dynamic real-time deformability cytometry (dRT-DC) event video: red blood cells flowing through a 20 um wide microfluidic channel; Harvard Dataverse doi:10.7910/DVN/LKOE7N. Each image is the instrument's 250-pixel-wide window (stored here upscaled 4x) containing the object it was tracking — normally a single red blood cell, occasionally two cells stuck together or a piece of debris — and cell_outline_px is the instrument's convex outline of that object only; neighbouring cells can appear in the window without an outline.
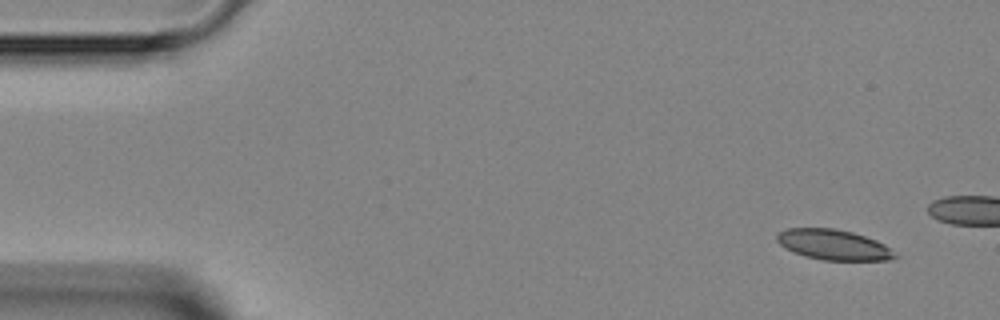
{"species": "Egyptian fruit bat (a non-hibernating species)", "species_latin": "Rousettus aegyptiacus", "temperature_condition": "room temperature", "stored_images_in_passage": 4, "camera_frame_rate_fps": 3000, "um_per_image_px": 0.085, "animal": {"sex": "female"}, "frame": {"image": 1, "passage_image": 1, "time_ms": 0.0, "image_size_px": [1000, 320], "cell_outline_px": [[900, 256], [892, 260], [824, 260], [804, 256], [792, 252], [784, 248], [776, 240], [776, 236], [780, 232], [788, 228], [836, 228], [852, 232], [876, 240], [884, 244]], "centroid_in_image_um": [70.86, 20.81], "position_along_channel_um": 14.1, "area_um2": 20.98}}
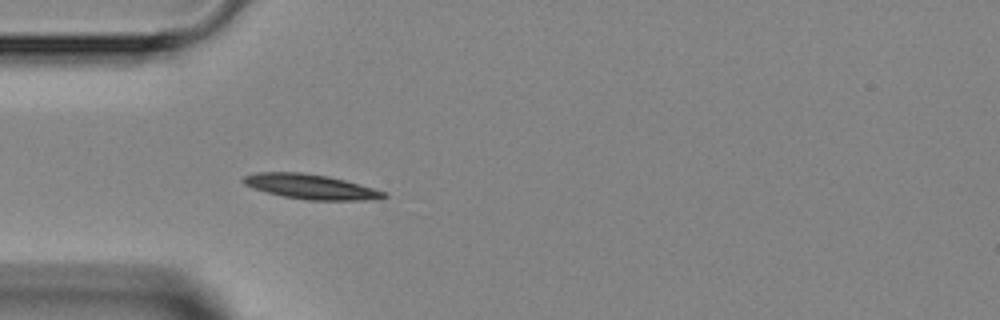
{"frame": {"image": 2, "passage_image": 4, "time_ms": 6.333, "image_size_px": [1000, 320], "cell_outline_px": [[388, 196], [364, 200], [308, 200], [284, 196], [252, 188], [244, 184], [240, 180], [244, 176], [256, 172], [300, 172], [328, 176], [344, 180], [388, 192]], "centroid_in_image_um": [26.38, 15.86], "position_along_channel_um": 58.6, "area_um2": 20.17}}